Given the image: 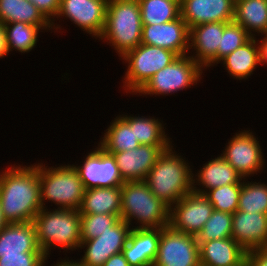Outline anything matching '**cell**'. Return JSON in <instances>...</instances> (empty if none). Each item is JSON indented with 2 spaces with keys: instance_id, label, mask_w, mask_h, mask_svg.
Here are the masks:
<instances>
[{
  "instance_id": "obj_25",
  "label": "cell",
  "mask_w": 267,
  "mask_h": 266,
  "mask_svg": "<svg viewBox=\"0 0 267 266\" xmlns=\"http://www.w3.org/2000/svg\"><path fill=\"white\" fill-rule=\"evenodd\" d=\"M258 41L256 37H252L243 46L235 49L221 60L231 77L239 80L246 79L253 74L257 65L261 64Z\"/></svg>"
},
{
  "instance_id": "obj_19",
  "label": "cell",
  "mask_w": 267,
  "mask_h": 266,
  "mask_svg": "<svg viewBox=\"0 0 267 266\" xmlns=\"http://www.w3.org/2000/svg\"><path fill=\"white\" fill-rule=\"evenodd\" d=\"M246 251L267 248V214L243 212L232 214V235Z\"/></svg>"
},
{
  "instance_id": "obj_11",
  "label": "cell",
  "mask_w": 267,
  "mask_h": 266,
  "mask_svg": "<svg viewBox=\"0 0 267 266\" xmlns=\"http://www.w3.org/2000/svg\"><path fill=\"white\" fill-rule=\"evenodd\" d=\"M252 132L236 133L221 156L244 178L263 170L264 156L259 141Z\"/></svg>"
},
{
  "instance_id": "obj_29",
  "label": "cell",
  "mask_w": 267,
  "mask_h": 266,
  "mask_svg": "<svg viewBox=\"0 0 267 266\" xmlns=\"http://www.w3.org/2000/svg\"><path fill=\"white\" fill-rule=\"evenodd\" d=\"M121 117L134 128V134L138 142L142 145L151 146H172L170 138L163 130V123L154 117L145 118L143 116L121 115Z\"/></svg>"
},
{
  "instance_id": "obj_27",
  "label": "cell",
  "mask_w": 267,
  "mask_h": 266,
  "mask_svg": "<svg viewBox=\"0 0 267 266\" xmlns=\"http://www.w3.org/2000/svg\"><path fill=\"white\" fill-rule=\"evenodd\" d=\"M234 21L241 25L251 37L254 32L267 34V0H237ZM253 31V33H252Z\"/></svg>"
},
{
  "instance_id": "obj_40",
  "label": "cell",
  "mask_w": 267,
  "mask_h": 266,
  "mask_svg": "<svg viewBox=\"0 0 267 266\" xmlns=\"http://www.w3.org/2000/svg\"><path fill=\"white\" fill-rule=\"evenodd\" d=\"M102 266H129L123 253L112 255Z\"/></svg>"
},
{
  "instance_id": "obj_28",
  "label": "cell",
  "mask_w": 267,
  "mask_h": 266,
  "mask_svg": "<svg viewBox=\"0 0 267 266\" xmlns=\"http://www.w3.org/2000/svg\"><path fill=\"white\" fill-rule=\"evenodd\" d=\"M102 138L98 145L106 153L132 150L141 145L135 137L134 128H131L121 115L114 118Z\"/></svg>"
},
{
  "instance_id": "obj_33",
  "label": "cell",
  "mask_w": 267,
  "mask_h": 266,
  "mask_svg": "<svg viewBox=\"0 0 267 266\" xmlns=\"http://www.w3.org/2000/svg\"><path fill=\"white\" fill-rule=\"evenodd\" d=\"M232 235V214L214 210L210 218L196 235L200 245L206 241L230 238Z\"/></svg>"
},
{
  "instance_id": "obj_7",
  "label": "cell",
  "mask_w": 267,
  "mask_h": 266,
  "mask_svg": "<svg viewBox=\"0 0 267 266\" xmlns=\"http://www.w3.org/2000/svg\"><path fill=\"white\" fill-rule=\"evenodd\" d=\"M177 57L170 50L139 44L121 57L128 63L123 82L124 90L136 94L156 72L171 64Z\"/></svg>"
},
{
  "instance_id": "obj_21",
  "label": "cell",
  "mask_w": 267,
  "mask_h": 266,
  "mask_svg": "<svg viewBox=\"0 0 267 266\" xmlns=\"http://www.w3.org/2000/svg\"><path fill=\"white\" fill-rule=\"evenodd\" d=\"M246 254L247 251L231 237L199 245L200 266H245Z\"/></svg>"
},
{
  "instance_id": "obj_43",
  "label": "cell",
  "mask_w": 267,
  "mask_h": 266,
  "mask_svg": "<svg viewBox=\"0 0 267 266\" xmlns=\"http://www.w3.org/2000/svg\"><path fill=\"white\" fill-rule=\"evenodd\" d=\"M45 263H46V260H45L43 266H46ZM53 266H83V265L79 262V260H77V262H76L73 260L70 261L69 259H67V260L61 259V262H59V260H58V262L56 264H53Z\"/></svg>"
},
{
  "instance_id": "obj_14",
  "label": "cell",
  "mask_w": 267,
  "mask_h": 266,
  "mask_svg": "<svg viewBox=\"0 0 267 266\" xmlns=\"http://www.w3.org/2000/svg\"><path fill=\"white\" fill-rule=\"evenodd\" d=\"M109 0H60L56 18L66 17L83 31L99 38L104 30ZM61 16V17H60Z\"/></svg>"
},
{
  "instance_id": "obj_32",
  "label": "cell",
  "mask_w": 267,
  "mask_h": 266,
  "mask_svg": "<svg viewBox=\"0 0 267 266\" xmlns=\"http://www.w3.org/2000/svg\"><path fill=\"white\" fill-rule=\"evenodd\" d=\"M238 210L267 214V184L264 182H242Z\"/></svg>"
},
{
  "instance_id": "obj_18",
  "label": "cell",
  "mask_w": 267,
  "mask_h": 266,
  "mask_svg": "<svg viewBox=\"0 0 267 266\" xmlns=\"http://www.w3.org/2000/svg\"><path fill=\"white\" fill-rule=\"evenodd\" d=\"M223 32V22L202 23L190 28L189 49L196 51L191 57L202 68L218 64V46H221Z\"/></svg>"
},
{
  "instance_id": "obj_44",
  "label": "cell",
  "mask_w": 267,
  "mask_h": 266,
  "mask_svg": "<svg viewBox=\"0 0 267 266\" xmlns=\"http://www.w3.org/2000/svg\"><path fill=\"white\" fill-rule=\"evenodd\" d=\"M8 224V222L5 220L0 204V233L3 230V228Z\"/></svg>"
},
{
  "instance_id": "obj_39",
  "label": "cell",
  "mask_w": 267,
  "mask_h": 266,
  "mask_svg": "<svg viewBox=\"0 0 267 266\" xmlns=\"http://www.w3.org/2000/svg\"><path fill=\"white\" fill-rule=\"evenodd\" d=\"M247 266H267V248H256L247 251Z\"/></svg>"
},
{
  "instance_id": "obj_26",
  "label": "cell",
  "mask_w": 267,
  "mask_h": 266,
  "mask_svg": "<svg viewBox=\"0 0 267 266\" xmlns=\"http://www.w3.org/2000/svg\"><path fill=\"white\" fill-rule=\"evenodd\" d=\"M0 22H25L50 31L51 22L30 0H0Z\"/></svg>"
},
{
  "instance_id": "obj_37",
  "label": "cell",
  "mask_w": 267,
  "mask_h": 266,
  "mask_svg": "<svg viewBox=\"0 0 267 266\" xmlns=\"http://www.w3.org/2000/svg\"><path fill=\"white\" fill-rule=\"evenodd\" d=\"M47 259L43 252H25L21 255H0V266H43Z\"/></svg>"
},
{
  "instance_id": "obj_4",
  "label": "cell",
  "mask_w": 267,
  "mask_h": 266,
  "mask_svg": "<svg viewBox=\"0 0 267 266\" xmlns=\"http://www.w3.org/2000/svg\"><path fill=\"white\" fill-rule=\"evenodd\" d=\"M42 208L33 219L38 246L48 257L53 246L73 251L81 243L79 210Z\"/></svg>"
},
{
  "instance_id": "obj_42",
  "label": "cell",
  "mask_w": 267,
  "mask_h": 266,
  "mask_svg": "<svg viewBox=\"0 0 267 266\" xmlns=\"http://www.w3.org/2000/svg\"><path fill=\"white\" fill-rule=\"evenodd\" d=\"M264 36L263 39L259 41L260 46V57H261V64H267V34L261 35Z\"/></svg>"
},
{
  "instance_id": "obj_8",
  "label": "cell",
  "mask_w": 267,
  "mask_h": 266,
  "mask_svg": "<svg viewBox=\"0 0 267 266\" xmlns=\"http://www.w3.org/2000/svg\"><path fill=\"white\" fill-rule=\"evenodd\" d=\"M202 70L204 68L191 56H178L171 64L156 72L136 94L166 96L191 88L201 79Z\"/></svg>"
},
{
  "instance_id": "obj_22",
  "label": "cell",
  "mask_w": 267,
  "mask_h": 266,
  "mask_svg": "<svg viewBox=\"0 0 267 266\" xmlns=\"http://www.w3.org/2000/svg\"><path fill=\"white\" fill-rule=\"evenodd\" d=\"M43 252L38 246L33 222L8 223L0 233V255Z\"/></svg>"
},
{
  "instance_id": "obj_24",
  "label": "cell",
  "mask_w": 267,
  "mask_h": 266,
  "mask_svg": "<svg viewBox=\"0 0 267 266\" xmlns=\"http://www.w3.org/2000/svg\"><path fill=\"white\" fill-rule=\"evenodd\" d=\"M79 213L110 214L117 215L120 218L121 186L86 189Z\"/></svg>"
},
{
  "instance_id": "obj_35",
  "label": "cell",
  "mask_w": 267,
  "mask_h": 266,
  "mask_svg": "<svg viewBox=\"0 0 267 266\" xmlns=\"http://www.w3.org/2000/svg\"><path fill=\"white\" fill-rule=\"evenodd\" d=\"M120 218L110 214H80L81 241L99 237L114 226Z\"/></svg>"
},
{
  "instance_id": "obj_9",
  "label": "cell",
  "mask_w": 267,
  "mask_h": 266,
  "mask_svg": "<svg viewBox=\"0 0 267 266\" xmlns=\"http://www.w3.org/2000/svg\"><path fill=\"white\" fill-rule=\"evenodd\" d=\"M153 266H200L196 236L176 231L170 225L160 229Z\"/></svg>"
},
{
  "instance_id": "obj_20",
  "label": "cell",
  "mask_w": 267,
  "mask_h": 266,
  "mask_svg": "<svg viewBox=\"0 0 267 266\" xmlns=\"http://www.w3.org/2000/svg\"><path fill=\"white\" fill-rule=\"evenodd\" d=\"M160 240V229H134L129 234L122 253L129 266H153Z\"/></svg>"
},
{
  "instance_id": "obj_38",
  "label": "cell",
  "mask_w": 267,
  "mask_h": 266,
  "mask_svg": "<svg viewBox=\"0 0 267 266\" xmlns=\"http://www.w3.org/2000/svg\"><path fill=\"white\" fill-rule=\"evenodd\" d=\"M42 13L43 15L51 22L52 29H59L61 27L59 24L55 27V16L58 13L60 0H30ZM52 16V17H51ZM53 18V19H51ZM59 26V27H58ZM54 27V28H53Z\"/></svg>"
},
{
  "instance_id": "obj_5",
  "label": "cell",
  "mask_w": 267,
  "mask_h": 266,
  "mask_svg": "<svg viewBox=\"0 0 267 266\" xmlns=\"http://www.w3.org/2000/svg\"><path fill=\"white\" fill-rule=\"evenodd\" d=\"M142 18L138 0H109L104 30L99 37L123 57L142 40Z\"/></svg>"
},
{
  "instance_id": "obj_17",
  "label": "cell",
  "mask_w": 267,
  "mask_h": 266,
  "mask_svg": "<svg viewBox=\"0 0 267 266\" xmlns=\"http://www.w3.org/2000/svg\"><path fill=\"white\" fill-rule=\"evenodd\" d=\"M234 0H183L181 18L189 29L202 23L234 21Z\"/></svg>"
},
{
  "instance_id": "obj_23",
  "label": "cell",
  "mask_w": 267,
  "mask_h": 266,
  "mask_svg": "<svg viewBox=\"0 0 267 266\" xmlns=\"http://www.w3.org/2000/svg\"><path fill=\"white\" fill-rule=\"evenodd\" d=\"M202 167L198 174H193L195 176L193 186L202 184L206 190L198 189L197 186L193 187V191L198 193L205 194L208 190L228 184H242L244 179L221 155L208 161Z\"/></svg>"
},
{
  "instance_id": "obj_6",
  "label": "cell",
  "mask_w": 267,
  "mask_h": 266,
  "mask_svg": "<svg viewBox=\"0 0 267 266\" xmlns=\"http://www.w3.org/2000/svg\"><path fill=\"white\" fill-rule=\"evenodd\" d=\"M38 177L42 208L49 200L60 209L79 210L86 189L74 165L47 168L38 163Z\"/></svg>"
},
{
  "instance_id": "obj_30",
  "label": "cell",
  "mask_w": 267,
  "mask_h": 266,
  "mask_svg": "<svg viewBox=\"0 0 267 266\" xmlns=\"http://www.w3.org/2000/svg\"><path fill=\"white\" fill-rule=\"evenodd\" d=\"M142 24H162L181 16L178 0H138Z\"/></svg>"
},
{
  "instance_id": "obj_36",
  "label": "cell",
  "mask_w": 267,
  "mask_h": 266,
  "mask_svg": "<svg viewBox=\"0 0 267 266\" xmlns=\"http://www.w3.org/2000/svg\"><path fill=\"white\" fill-rule=\"evenodd\" d=\"M252 37L237 22L224 23V32L221 38V46H218V63L235 49L243 46Z\"/></svg>"
},
{
  "instance_id": "obj_13",
  "label": "cell",
  "mask_w": 267,
  "mask_h": 266,
  "mask_svg": "<svg viewBox=\"0 0 267 266\" xmlns=\"http://www.w3.org/2000/svg\"><path fill=\"white\" fill-rule=\"evenodd\" d=\"M95 149L88 153L82 166L74 165L85 189L121 186L124 181L113 155L106 153L99 145Z\"/></svg>"
},
{
  "instance_id": "obj_1",
  "label": "cell",
  "mask_w": 267,
  "mask_h": 266,
  "mask_svg": "<svg viewBox=\"0 0 267 266\" xmlns=\"http://www.w3.org/2000/svg\"><path fill=\"white\" fill-rule=\"evenodd\" d=\"M0 204L8 223L33 221L42 209L38 164L13 165L0 172Z\"/></svg>"
},
{
  "instance_id": "obj_10",
  "label": "cell",
  "mask_w": 267,
  "mask_h": 266,
  "mask_svg": "<svg viewBox=\"0 0 267 266\" xmlns=\"http://www.w3.org/2000/svg\"><path fill=\"white\" fill-rule=\"evenodd\" d=\"M213 211L208 198L192 190L170 208L169 225L176 231L196 236Z\"/></svg>"
},
{
  "instance_id": "obj_41",
  "label": "cell",
  "mask_w": 267,
  "mask_h": 266,
  "mask_svg": "<svg viewBox=\"0 0 267 266\" xmlns=\"http://www.w3.org/2000/svg\"><path fill=\"white\" fill-rule=\"evenodd\" d=\"M9 54L6 42L4 24L0 22V58Z\"/></svg>"
},
{
  "instance_id": "obj_16",
  "label": "cell",
  "mask_w": 267,
  "mask_h": 266,
  "mask_svg": "<svg viewBox=\"0 0 267 266\" xmlns=\"http://www.w3.org/2000/svg\"><path fill=\"white\" fill-rule=\"evenodd\" d=\"M170 147L142 144L132 150L109 154L115 158L120 176L124 182L142 181L145 180L159 156Z\"/></svg>"
},
{
  "instance_id": "obj_3",
  "label": "cell",
  "mask_w": 267,
  "mask_h": 266,
  "mask_svg": "<svg viewBox=\"0 0 267 266\" xmlns=\"http://www.w3.org/2000/svg\"><path fill=\"white\" fill-rule=\"evenodd\" d=\"M120 219L129 226L136 220L140 224L134 229H162L169 226L170 207L150 191L144 180L127 181L121 185Z\"/></svg>"
},
{
  "instance_id": "obj_2",
  "label": "cell",
  "mask_w": 267,
  "mask_h": 266,
  "mask_svg": "<svg viewBox=\"0 0 267 266\" xmlns=\"http://www.w3.org/2000/svg\"><path fill=\"white\" fill-rule=\"evenodd\" d=\"M172 149L171 146L159 156L144 180L150 191L170 208L194 187L189 163Z\"/></svg>"
},
{
  "instance_id": "obj_12",
  "label": "cell",
  "mask_w": 267,
  "mask_h": 266,
  "mask_svg": "<svg viewBox=\"0 0 267 266\" xmlns=\"http://www.w3.org/2000/svg\"><path fill=\"white\" fill-rule=\"evenodd\" d=\"M131 230V226L120 219L99 237L81 241L79 248L86 247V251L79 262L83 266H102L112 255L122 252Z\"/></svg>"
},
{
  "instance_id": "obj_31",
  "label": "cell",
  "mask_w": 267,
  "mask_h": 266,
  "mask_svg": "<svg viewBox=\"0 0 267 266\" xmlns=\"http://www.w3.org/2000/svg\"><path fill=\"white\" fill-rule=\"evenodd\" d=\"M8 51H19L28 53L35 48L40 27L25 22H15L4 24Z\"/></svg>"
},
{
  "instance_id": "obj_15",
  "label": "cell",
  "mask_w": 267,
  "mask_h": 266,
  "mask_svg": "<svg viewBox=\"0 0 267 266\" xmlns=\"http://www.w3.org/2000/svg\"><path fill=\"white\" fill-rule=\"evenodd\" d=\"M189 35L190 29L180 16L162 24H143L141 43L164 48L183 56L190 52Z\"/></svg>"
},
{
  "instance_id": "obj_34",
  "label": "cell",
  "mask_w": 267,
  "mask_h": 266,
  "mask_svg": "<svg viewBox=\"0 0 267 266\" xmlns=\"http://www.w3.org/2000/svg\"><path fill=\"white\" fill-rule=\"evenodd\" d=\"M242 184H228L208 190L204 195L214 210L234 214L238 210V201Z\"/></svg>"
}]
</instances>
